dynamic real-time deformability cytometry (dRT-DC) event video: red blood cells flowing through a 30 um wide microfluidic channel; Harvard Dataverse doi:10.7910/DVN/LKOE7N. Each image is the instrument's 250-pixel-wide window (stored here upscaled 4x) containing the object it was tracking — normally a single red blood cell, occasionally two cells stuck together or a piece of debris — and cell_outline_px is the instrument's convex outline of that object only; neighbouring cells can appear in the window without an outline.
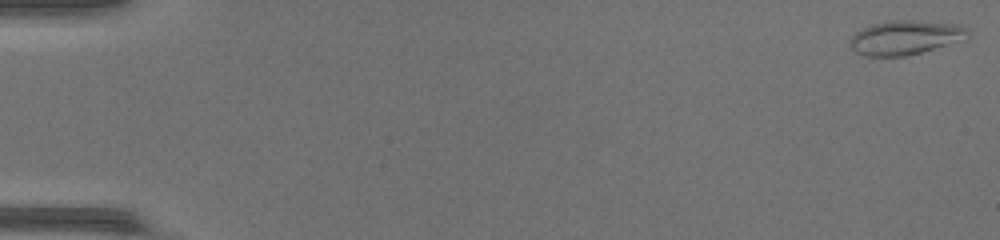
{"species": "common noctule bat (a hibernating species)", "species_latin": "Nyctalus noctula", "temperature_condition": "warm", "stored_images_in_passage": 48, "camera_frame_rate_fps": 3000, "um_per_image_px": 0.085, "animal": {"sex": "female", "body_mass_g": 17.0, "forearm_length_mm": 48.0}, "frame": {"image": 1, "passage_image": 1, "time_ms": 0.0, "image_size_px": [1000, 240], "cell_outline_px": [[968, 40], [908, 56], [868, 56], [856, 52], [848, 44], [848, 40], [856, 32], [872, 24], [892, 20], [920, 20], [956, 24], [964, 28], [968, 32]], "centroid_in_image_um": [76.98, 3.2], "position_along_channel_um": 8.0, "area_um2": 23.81}}
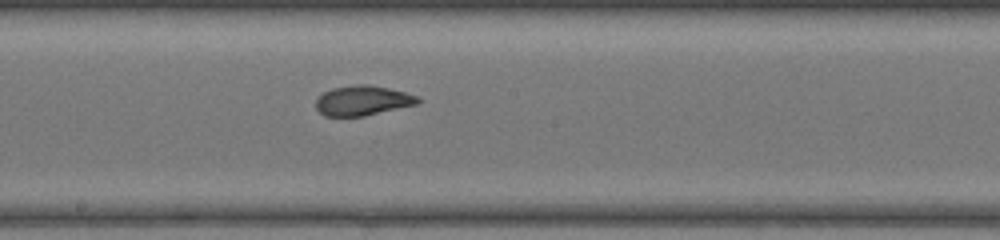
{"frame": {"image": 2, "passage_image": 27, "time_ms": 8.667, "image_size_px": [1000, 240], "cell_outline_px": [[420, 104], [364, 116], [324, 116], [316, 108], [316, 100], [324, 92], [332, 88], [356, 84], [368, 84], [388, 88], [404, 92], [416, 96], [420, 100]], "centroid_in_image_um": [30.83, 8.55], "position_along_channel_um": 217.4, "area_um2": 17.74}}
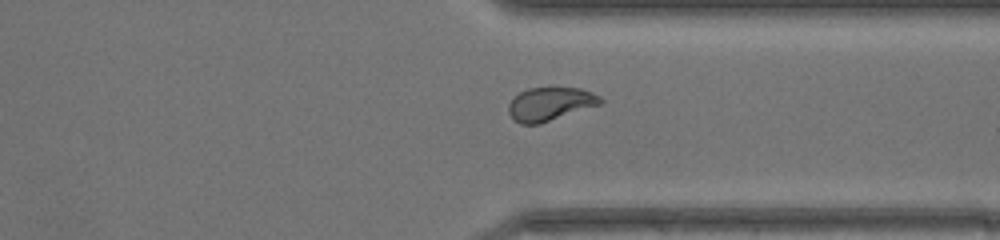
{"frame": {"image": 3, "passage_image": 37, "time_ms": 12.0, "image_size_px": [1000, 240], "cell_outline_px": [[604, 100], [600, 104], [540, 124], [520, 124], [508, 112], [508, 104], [520, 92], [528, 88], [580, 88], [592, 92], [600, 96]], "centroid_in_image_um": [46.77, 8.84], "position_along_channel_um": 364.6, "area_um2": 17.69}, "authors_computed_cell_mechanics": {"area_um2": 19.1318, "velocity_mm_per_s": 4.4207, "shape_relaxation_time_tau1_ms": 5.606, "shape_relaxation_time_tau2_ms": 0.8308, "deformation_change_tau1": 0.1744, "deformation_change_tau2": 0.0569}}